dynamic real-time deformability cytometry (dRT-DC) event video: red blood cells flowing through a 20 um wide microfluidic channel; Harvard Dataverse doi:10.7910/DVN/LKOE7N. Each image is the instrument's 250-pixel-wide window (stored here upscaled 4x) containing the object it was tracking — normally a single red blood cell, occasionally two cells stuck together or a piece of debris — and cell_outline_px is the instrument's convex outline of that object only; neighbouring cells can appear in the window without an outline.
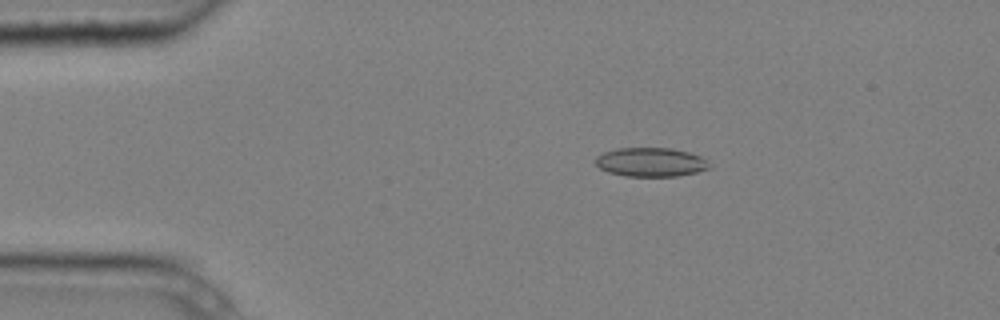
{"species": "common noctule bat (a hibernating species)", "species_latin": "Nyctalus noctula", "temperature_condition": "cold", "stored_images_in_passage": 6, "camera_frame_rate_fps": 3000, "um_per_image_px": 0.085, "animal": {"sex": "male", "body_mass_g": 20.4}, "frame": {"image": 1, "passage_image": 2, "time_ms": 0.333, "image_size_px": [1000, 320], "cell_outline_px": [[708, 168], [696, 172], [676, 176], [624, 176], [608, 172], [600, 168], [596, 164], [596, 156], [604, 152], [616, 148], [672, 148], [688, 152], [700, 156], [708, 164]], "centroid_in_image_um": [55.26, 13.78], "position_along_channel_um": 29.7, "area_um2": 19.02}}
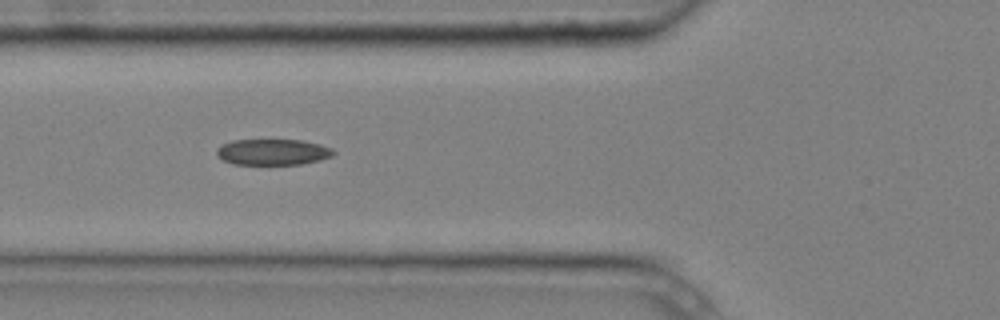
{"frame": {"image": 2, "passage_image": 5, "time_ms": 1.333, "image_size_px": [1000, 320], "cell_outline_px": [[336, 152], [332, 156], [320, 160], [300, 164], [232, 164], [216, 156], [216, 148], [220, 144], [232, 140], [304, 140], [320, 144], [332, 148]], "centroid_in_image_um": [23.17, 12.91], "position_along_channel_um": 102.6, "area_um2": 17.86}}
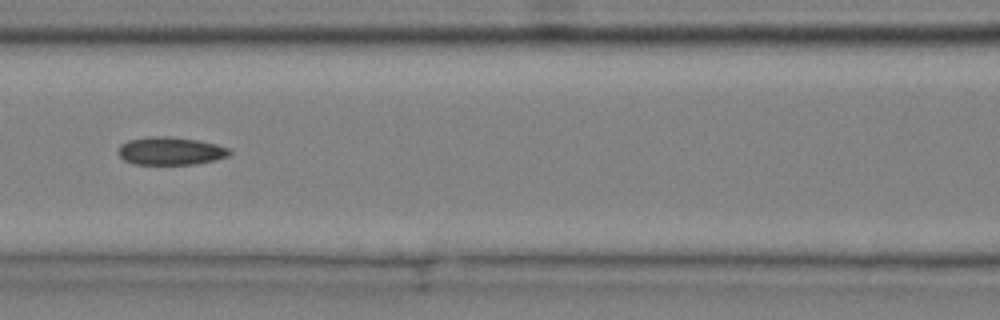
{"frame": {"image": 3, "passage_image": 6, "time_ms": 1.667, "image_size_px": [1000, 320], "cell_outline_px": [[232, 152], [228, 156], [216, 160], [196, 164], [132, 164], [124, 160], [116, 152], [120, 144], [128, 140], [148, 136], [168, 136], [196, 140], [216, 144], [228, 148]], "centroid_in_image_um": [14.46, 12.83], "position_along_channel_um": 152.1, "area_um2": 18.26}}